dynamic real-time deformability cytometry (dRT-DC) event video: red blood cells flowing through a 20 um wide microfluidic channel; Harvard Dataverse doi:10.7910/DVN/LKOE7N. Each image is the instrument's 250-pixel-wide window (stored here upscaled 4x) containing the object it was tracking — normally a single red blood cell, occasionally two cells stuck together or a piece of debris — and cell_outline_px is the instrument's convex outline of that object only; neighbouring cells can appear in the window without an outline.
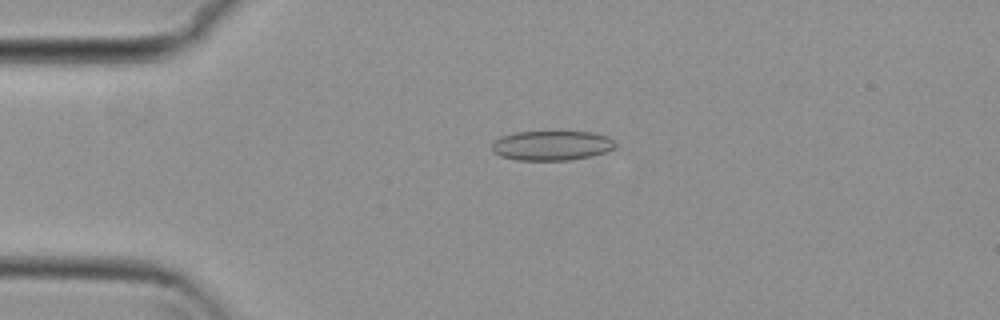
{"species": "common noctule bat (a hibernating species)", "species_latin": "Nyctalus noctula", "temperature_condition": "cold", "stored_images_in_passage": 55, "camera_frame_rate_fps": 3000, "um_per_image_px": 0.085, "animal": {"sex": "female", "body_mass_g": 29.2, "forearm_length_mm": 56.3}, "frame": {"image": 1, "passage_image": 13, "time_ms": 4.0, "image_size_px": [1000, 320], "cell_outline_px": [[616, 148], [592, 156], [568, 160], [516, 160], [500, 156], [492, 152], [492, 144], [500, 136], [516, 132], [592, 132], [608, 136], [616, 144]], "centroid_in_image_um": [46.89, 12.37], "position_along_channel_um": 38.1, "area_um2": 21.39}}
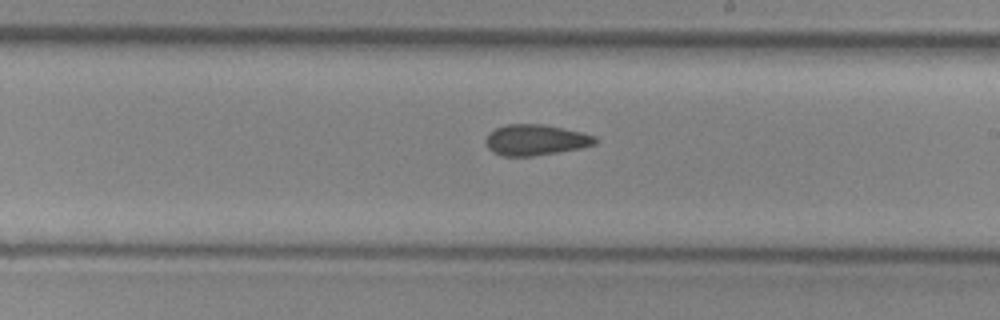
{"frame": {"image": 2, "passage_image": 32, "time_ms": 10.333, "image_size_px": [1000, 320], "cell_outline_px": [[596, 144], [580, 148], [532, 156], [504, 156], [492, 152], [484, 144], [484, 140], [488, 132], [496, 128], [508, 124], [544, 124], [580, 132], [596, 136]], "centroid_in_image_um": [45.47, 11.89], "position_along_channel_um": 243.5, "area_um2": 19.65}}
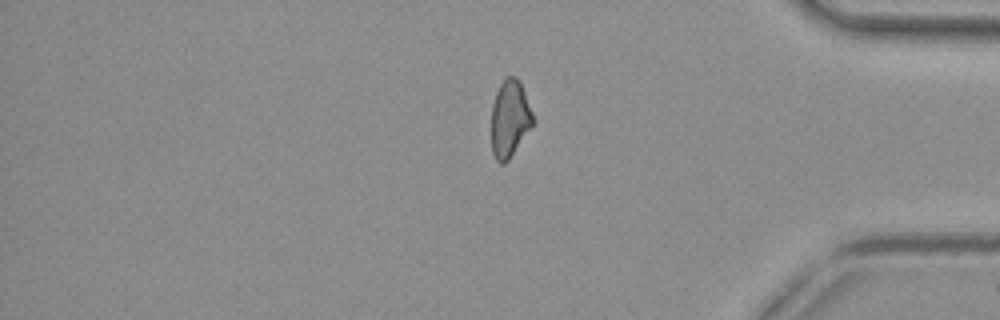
{"frame": {"image": 3, "passage_image": 46, "time_ms": 15.0, "image_size_px": [1000, 320], "cell_outline_px": [[532, 124], [508, 160], [504, 164], [500, 164], [496, 160], [492, 152], [492, 104], [496, 92], [500, 84], [508, 76], [516, 76], [520, 80], [532, 112]], "centroid_in_image_um": [43.3, 10.06], "position_along_channel_um": 391.9, "area_um2": 18.26}, "authors_computed_cell_mechanics": {"area_um2": 20.0566, "velocity_mm_per_s": 3.7412, "shape_relaxation_time_tau1_ms": null, "shape_relaxation_time_tau2_ms": 3.0369, "deformation_change_tau1": null, "deformation_change_tau2": 0.0924}}